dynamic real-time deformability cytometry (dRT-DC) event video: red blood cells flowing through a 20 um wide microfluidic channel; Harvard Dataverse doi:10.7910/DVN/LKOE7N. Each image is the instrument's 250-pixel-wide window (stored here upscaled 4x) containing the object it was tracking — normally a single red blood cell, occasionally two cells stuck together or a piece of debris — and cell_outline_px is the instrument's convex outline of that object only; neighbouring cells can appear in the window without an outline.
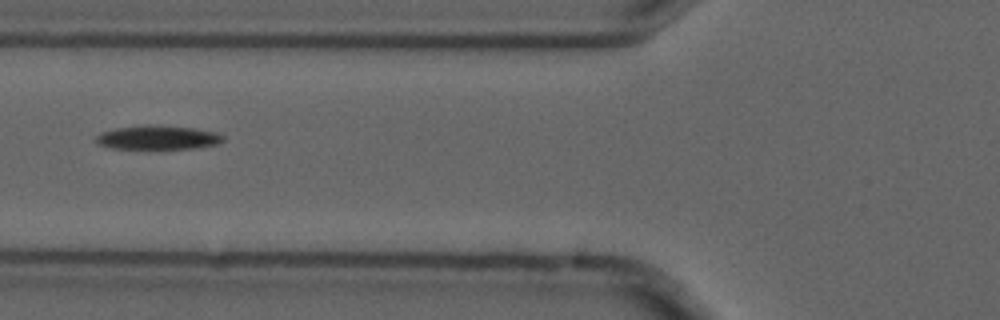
{"species": "common noctule bat (a hibernating species)", "species_latin": "Nyctalus noctula", "temperature_condition": "cold", "stored_images_in_passage": 4, "camera_frame_rate_fps": 3000, "um_per_image_px": 0.085, "animal": {"sex": "male", "forearm_length_mm": 52.5}, "frame": {"image": 1, "passage_image": 4, "time_ms": 1.0, "image_size_px": [1000, 320], "cell_outline_px": [[224, 140], [216, 144], [196, 148], [112, 148], [100, 144], [96, 140], [96, 136], [100, 132], [116, 128], [148, 124], [192, 128], [216, 132], [224, 136]], "centroid_in_image_um": [13.42, 11.67], "position_along_channel_um": 112.4, "area_um2": 17.51}}